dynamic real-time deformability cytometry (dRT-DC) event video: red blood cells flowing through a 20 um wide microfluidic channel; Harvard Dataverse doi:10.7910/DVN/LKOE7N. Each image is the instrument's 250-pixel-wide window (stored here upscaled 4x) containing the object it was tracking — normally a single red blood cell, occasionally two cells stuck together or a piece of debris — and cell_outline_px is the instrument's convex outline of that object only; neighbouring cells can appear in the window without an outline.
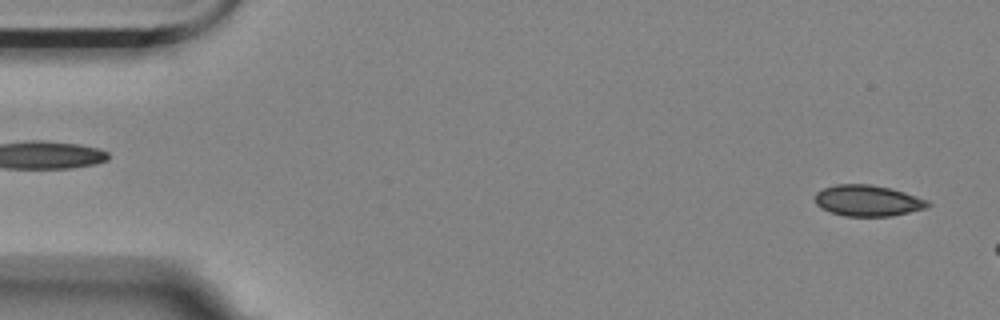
{"species": "Egyptian fruit bat (a non-hibernating species)", "species_latin": "Rousettus aegyptiacus", "temperature_condition": "room temperature", "stored_images_in_passage": 9, "camera_frame_rate_fps": 3000, "um_per_image_px": 0.085, "animal": {"sex": "female"}, "frame": {"image": 1, "passage_image": 2, "time_ms": 0.333, "image_size_px": [1000, 320], "cell_outline_px": [[932, 204], [924, 208], [892, 216], [844, 216], [828, 212], [820, 208], [816, 204], [816, 192], [824, 188], [836, 184], [872, 184], [904, 192], [928, 200]], "centroid_in_image_um": [73.73, 17.06], "position_along_channel_um": 11.3, "area_um2": 20.4}}